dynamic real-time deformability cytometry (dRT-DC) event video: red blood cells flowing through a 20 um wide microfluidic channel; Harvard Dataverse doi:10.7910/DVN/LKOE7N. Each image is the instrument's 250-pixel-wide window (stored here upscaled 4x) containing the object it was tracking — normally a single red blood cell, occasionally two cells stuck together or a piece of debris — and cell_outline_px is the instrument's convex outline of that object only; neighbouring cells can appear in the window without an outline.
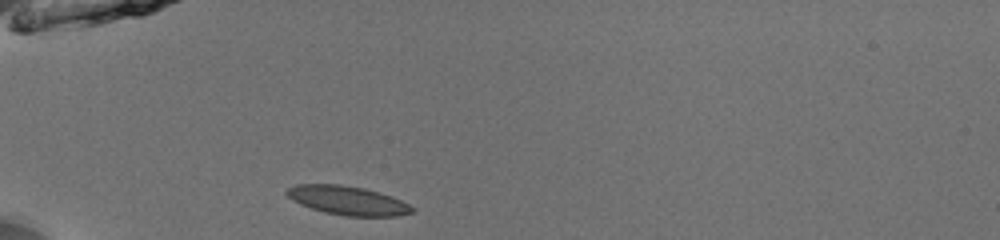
{"species": "common noctule bat (a hibernating species)", "species_latin": "Nyctalus noctula", "temperature_condition": "room temperature", "stored_images_in_passage": 36, "camera_frame_rate_fps": 3000, "um_per_image_px": 0.085, "animal": {"sex": "male", "body_mass_g": 13.0, "forearm_length_mm": 53.1}, "frame": {"image": 1, "passage_image": 1, "time_ms": 0.0, "image_size_px": [1000, 240], "cell_outline_px": [[416, 208], [412, 212], [396, 216], [344, 216], [324, 212], [300, 204], [288, 196], [284, 192], [288, 188], [296, 184], [340, 184], [364, 188], [380, 192], [392, 196]], "centroid_in_image_um": [29.56, 17.03], "position_along_channel_um": 55.4, "area_um2": 21.1}}
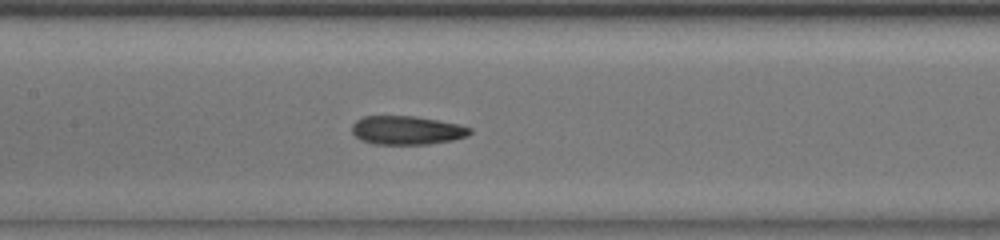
{"frame": {"image": 2, "passage_image": 11, "time_ms": 3.333, "image_size_px": [1000, 240], "cell_outline_px": [[472, 132], [468, 136], [452, 140], [428, 144], [372, 144], [360, 140], [352, 132], [352, 124], [356, 120], [364, 116], [416, 116], [460, 124], [472, 128]], "centroid_in_image_um": [34.59, 11.07], "position_along_channel_um": 172.8, "area_um2": 19.88}}
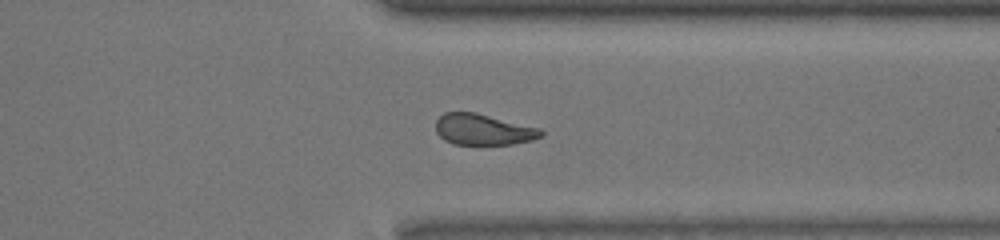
{"frame": {"image": 3, "passage_image": 26, "time_ms": 8.333, "image_size_px": [1000, 240], "cell_outline_px": [[544, 136], [532, 140], [512, 144], [452, 144], [444, 140], [436, 132], [436, 120], [444, 112], [476, 112], [540, 128], [544, 132]], "centroid_in_image_um": [41.08, 11.0], "position_along_channel_um": 370.3, "area_um2": 19.13}, "authors_computed_cell_mechanics": {"area_um2": 20.0277, "velocity_mm_per_s": 3.9609, "shape_relaxation_time_tau1_ms": 2.4497, "shape_relaxation_time_tau2_ms": 2.758, "deformation_change_tau1": 0.1159, "deformation_change_tau2": 0.0925}}